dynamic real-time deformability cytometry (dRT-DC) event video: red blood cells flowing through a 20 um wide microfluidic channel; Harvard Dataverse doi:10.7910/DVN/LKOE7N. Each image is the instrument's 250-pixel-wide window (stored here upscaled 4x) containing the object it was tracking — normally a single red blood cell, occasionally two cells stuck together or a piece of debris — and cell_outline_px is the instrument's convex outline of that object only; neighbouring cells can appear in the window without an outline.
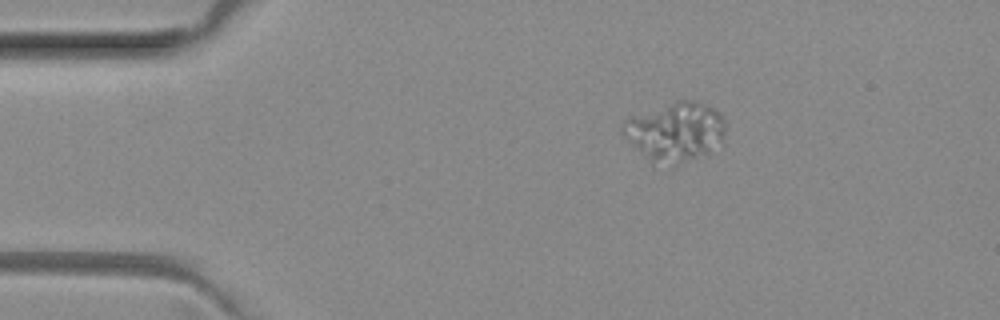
{"species": "common noctule bat (a hibernating species)", "species_latin": "Nyctalus noctula", "temperature_condition": "room temperature", "stored_images_in_passage": 43, "camera_frame_rate_fps": 3000, "um_per_image_px": 0.085, "animal": {"sex": "female", "body_mass_g": 29.2, "forearm_length_mm": 56.3}, "frame": {"image": 1, "passage_image": 1, "time_ms": 0.0, "image_size_px": [1000, 320], "cell_outline_px": [[724, 144], [708, 152], [680, 164], [652, 164], [620, 132], [620, 124], [624, 120], [632, 116], [680, 100], [692, 100], [704, 104], [720, 112], [724, 116]], "centroid_in_image_um": [57.41, 11.21], "position_along_channel_um": 27.6, "area_um2": 35.37}}
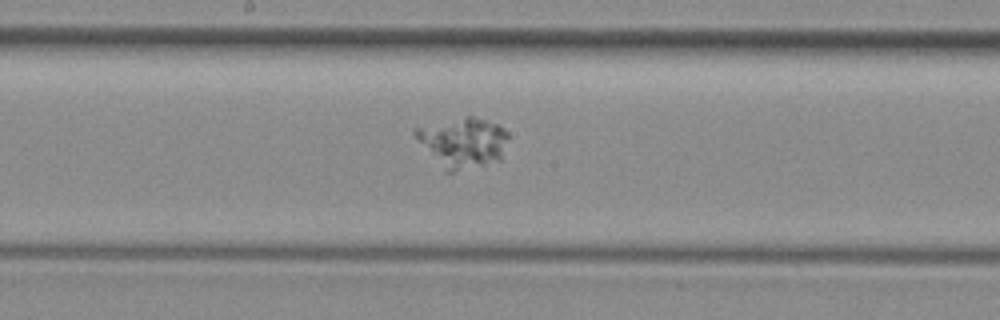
{"frame": {"image": 2, "passage_image": 19, "time_ms": 6.0, "image_size_px": [1000, 320], "cell_outline_px": [[508, 136], [500, 160], [452, 172], [444, 172], [412, 132], [416, 128], [464, 116], [472, 116], [496, 124], [504, 128], [508, 132]], "centroid_in_image_um": [39.34, 12.11], "position_along_channel_um": 208.9, "area_um2": 26.59}}
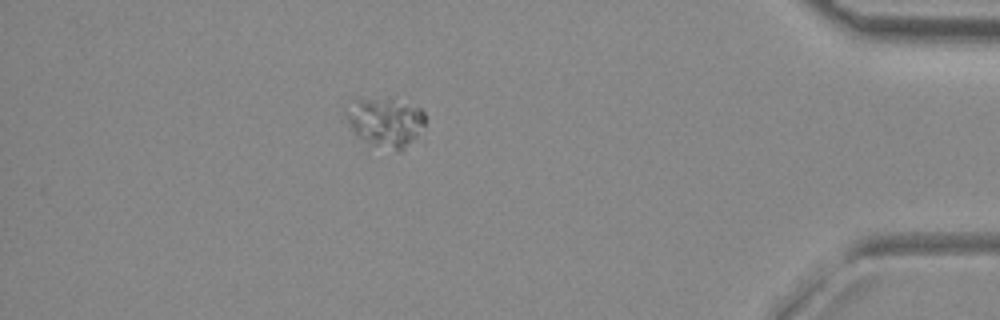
{"frame": {"image": 3, "passage_image": 37, "time_ms": 12.0, "image_size_px": [1000, 320], "cell_outline_px": [[424, 124], [416, 136], [400, 152], [372, 144], [360, 136], [352, 128], [348, 120], [348, 116], [356, 100], [388, 100], [420, 108], [424, 112]], "centroid_in_image_um": [32.84, 10.43], "position_along_channel_um": 402.4, "area_um2": 20.87}}